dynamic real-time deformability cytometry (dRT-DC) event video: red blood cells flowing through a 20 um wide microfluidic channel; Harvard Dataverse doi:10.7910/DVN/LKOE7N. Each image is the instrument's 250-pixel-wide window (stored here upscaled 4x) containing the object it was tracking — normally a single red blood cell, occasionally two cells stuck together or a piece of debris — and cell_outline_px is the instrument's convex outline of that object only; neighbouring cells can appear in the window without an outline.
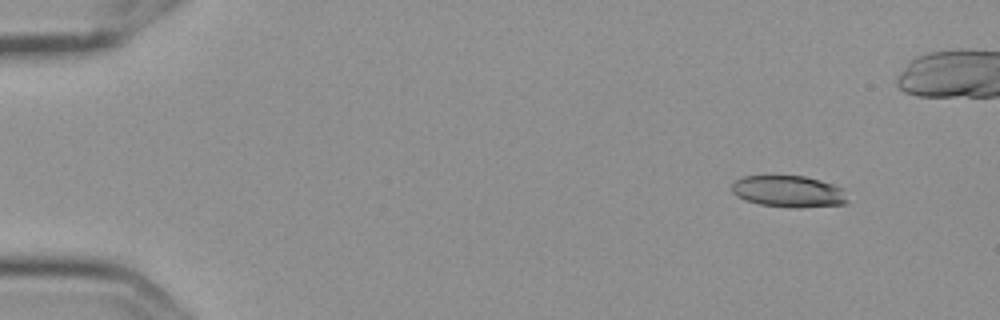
{"species": "Egyptian fruit bat (a non-hibernating species)", "species_latin": "Rousettus aegyptiacus", "temperature_condition": "cold", "stored_images_in_passage": 14, "camera_frame_rate_fps": 3000, "um_per_image_px": 0.085, "frame": {"image": 1, "passage_image": 2, "time_ms": 0.333, "image_size_px": [1000, 320], "cell_outline_px": [[848, 204], [800, 208], [788, 208], [760, 204], [744, 200], [736, 196], [732, 192], [732, 184], [736, 180], [744, 176], [804, 176], [820, 180], [844, 188], [848, 200]], "centroid_in_image_um": [67.06, 16.29], "position_along_channel_um": 17.9, "area_um2": 21.62}}
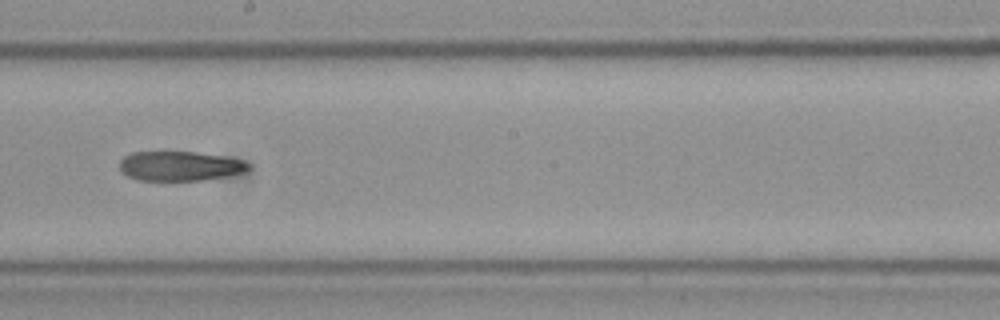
{"frame": {"image": 2, "passage_image": 9, "time_ms": 2.667, "image_size_px": [1000, 320], "cell_outline_px": [[248, 168], [244, 172], [228, 176], [204, 180], [136, 180], [120, 172], [120, 160], [124, 156], [132, 152], [196, 152], [244, 160], [248, 164]], "centroid_in_image_um": [15.25, 14.12], "position_along_channel_um": 233.0, "area_um2": 22.14}}
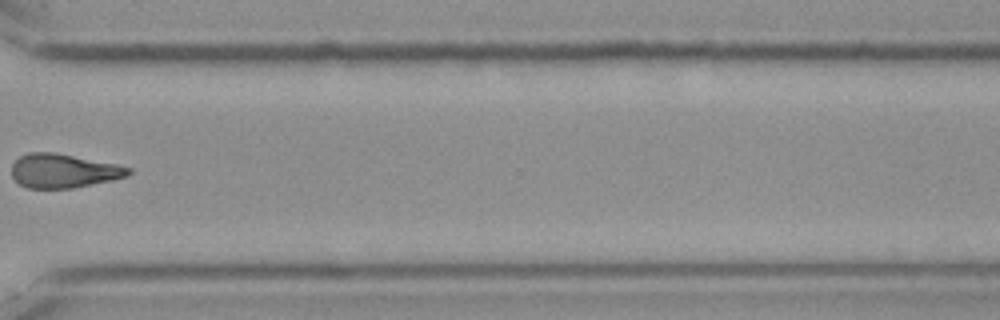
{"frame": {"image": 3, "passage_image": 12, "time_ms": 3.667, "image_size_px": [1000, 320], "cell_outline_px": [[132, 172], [128, 176], [112, 180], [72, 188], [28, 188], [20, 184], [12, 176], [12, 164], [20, 156], [28, 152], [56, 152], [116, 164], [132, 168]], "centroid_in_image_um": [5.41, 14.51], "position_along_channel_um": 365.2, "area_um2": 23.12}}